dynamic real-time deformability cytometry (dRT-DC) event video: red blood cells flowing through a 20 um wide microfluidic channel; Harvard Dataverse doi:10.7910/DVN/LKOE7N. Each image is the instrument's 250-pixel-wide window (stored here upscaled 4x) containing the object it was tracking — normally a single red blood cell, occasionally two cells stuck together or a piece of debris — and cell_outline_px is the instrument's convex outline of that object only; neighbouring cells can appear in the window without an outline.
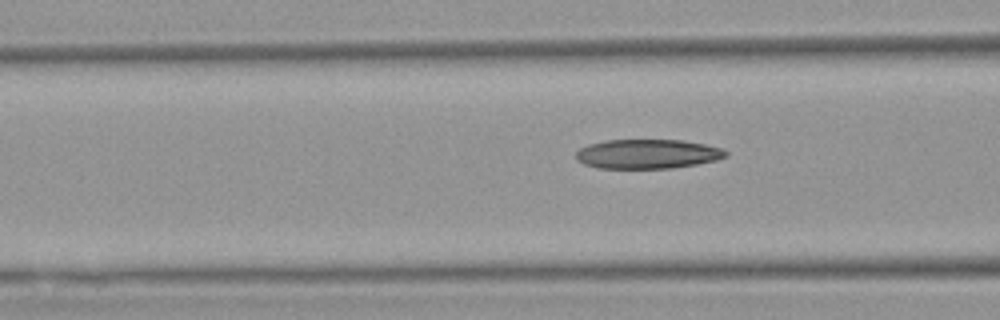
{"species": "Egyptian fruit bat (a non-hibernating species)", "species_latin": "Rousettus aegyptiacus", "temperature_condition": "warm", "stored_images_in_passage": 3, "camera_frame_rate_fps": 3000, "um_per_image_px": 0.085, "animal": {"sex": "female"}, "frame": {"image": 1, "passage_image": 3, "time_ms": 3.333, "image_size_px": [1000, 320], "cell_outline_px": [[728, 156], [716, 160], [696, 164], [672, 168], [596, 168], [584, 164], [576, 160], [576, 152], [580, 148], [588, 144], [604, 140], [684, 140], [704, 144], [720, 148], [728, 152]], "centroid_in_image_um": [55.01, 13.08], "position_along_channel_um": 111.6, "area_um2": 25.72}}